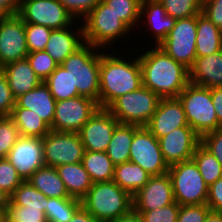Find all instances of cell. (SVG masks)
Instances as JSON below:
<instances>
[{"label":"cell","mask_w":222,"mask_h":222,"mask_svg":"<svg viewBox=\"0 0 222 222\" xmlns=\"http://www.w3.org/2000/svg\"><path fill=\"white\" fill-rule=\"evenodd\" d=\"M150 49L138 56L142 86L155 92L160 98L178 97L190 83L189 69L175 61L161 47Z\"/></svg>","instance_id":"obj_1"},{"label":"cell","mask_w":222,"mask_h":222,"mask_svg":"<svg viewBox=\"0 0 222 222\" xmlns=\"http://www.w3.org/2000/svg\"><path fill=\"white\" fill-rule=\"evenodd\" d=\"M100 53L99 106L107 108L116 98L138 90L142 86V73L138 55L136 59ZM124 59V60H123Z\"/></svg>","instance_id":"obj_2"},{"label":"cell","mask_w":222,"mask_h":222,"mask_svg":"<svg viewBox=\"0 0 222 222\" xmlns=\"http://www.w3.org/2000/svg\"><path fill=\"white\" fill-rule=\"evenodd\" d=\"M81 204L98 222H110L133 210V196L113 180L96 182Z\"/></svg>","instance_id":"obj_3"},{"label":"cell","mask_w":222,"mask_h":222,"mask_svg":"<svg viewBox=\"0 0 222 222\" xmlns=\"http://www.w3.org/2000/svg\"><path fill=\"white\" fill-rule=\"evenodd\" d=\"M101 50L103 49L85 42L61 64L69 72L73 87H77L78 94L89 97L98 104Z\"/></svg>","instance_id":"obj_4"},{"label":"cell","mask_w":222,"mask_h":222,"mask_svg":"<svg viewBox=\"0 0 222 222\" xmlns=\"http://www.w3.org/2000/svg\"><path fill=\"white\" fill-rule=\"evenodd\" d=\"M80 21L83 24L84 41L103 50H108L106 46L108 47L116 41L122 40L125 35L127 38L131 31L103 1L99 2Z\"/></svg>","instance_id":"obj_5"},{"label":"cell","mask_w":222,"mask_h":222,"mask_svg":"<svg viewBox=\"0 0 222 222\" xmlns=\"http://www.w3.org/2000/svg\"><path fill=\"white\" fill-rule=\"evenodd\" d=\"M188 125L201 137L218 129V119L212 103L211 89L189 83L178 95Z\"/></svg>","instance_id":"obj_6"},{"label":"cell","mask_w":222,"mask_h":222,"mask_svg":"<svg viewBox=\"0 0 222 222\" xmlns=\"http://www.w3.org/2000/svg\"><path fill=\"white\" fill-rule=\"evenodd\" d=\"M160 97L141 86L138 90L116 98L106 109L120 124L146 126L155 113Z\"/></svg>","instance_id":"obj_7"},{"label":"cell","mask_w":222,"mask_h":222,"mask_svg":"<svg viewBox=\"0 0 222 222\" xmlns=\"http://www.w3.org/2000/svg\"><path fill=\"white\" fill-rule=\"evenodd\" d=\"M168 174L172 182L174 200L179 205L206 204L209 186L192 159L169 166Z\"/></svg>","instance_id":"obj_8"},{"label":"cell","mask_w":222,"mask_h":222,"mask_svg":"<svg viewBox=\"0 0 222 222\" xmlns=\"http://www.w3.org/2000/svg\"><path fill=\"white\" fill-rule=\"evenodd\" d=\"M197 16L177 19L168 36L158 45L188 69L196 59Z\"/></svg>","instance_id":"obj_9"},{"label":"cell","mask_w":222,"mask_h":222,"mask_svg":"<svg viewBox=\"0 0 222 222\" xmlns=\"http://www.w3.org/2000/svg\"><path fill=\"white\" fill-rule=\"evenodd\" d=\"M17 15L24 23L52 30L67 28L76 21L59 0H21Z\"/></svg>","instance_id":"obj_10"},{"label":"cell","mask_w":222,"mask_h":222,"mask_svg":"<svg viewBox=\"0 0 222 222\" xmlns=\"http://www.w3.org/2000/svg\"><path fill=\"white\" fill-rule=\"evenodd\" d=\"M84 151L79 133L50 130L43 137L44 164L47 166L82 162Z\"/></svg>","instance_id":"obj_11"},{"label":"cell","mask_w":222,"mask_h":222,"mask_svg":"<svg viewBox=\"0 0 222 222\" xmlns=\"http://www.w3.org/2000/svg\"><path fill=\"white\" fill-rule=\"evenodd\" d=\"M99 108L98 102L85 96L56 101L50 130L78 133Z\"/></svg>","instance_id":"obj_12"},{"label":"cell","mask_w":222,"mask_h":222,"mask_svg":"<svg viewBox=\"0 0 222 222\" xmlns=\"http://www.w3.org/2000/svg\"><path fill=\"white\" fill-rule=\"evenodd\" d=\"M129 161L141 166L151 176L162 175L169 170L158 139L145 126L134 133Z\"/></svg>","instance_id":"obj_13"},{"label":"cell","mask_w":222,"mask_h":222,"mask_svg":"<svg viewBox=\"0 0 222 222\" xmlns=\"http://www.w3.org/2000/svg\"><path fill=\"white\" fill-rule=\"evenodd\" d=\"M28 54L24 21L18 15L0 17V67Z\"/></svg>","instance_id":"obj_14"},{"label":"cell","mask_w":222,"mask_h":222,"mask_svg":"<svg viewBox=\"0 0 222 222\" xmlns=\"http://www.w3.org/2000/svg\"><path fill=\"white\" fill-rule=\"evenodd\" d=\"M118 124L106 108H99L78 132L85 151L106 152Z\"/></svg>","instance_id":"obj_15"},{"label":"cell","mask_w":222,"mask_h":222,"mask_svg":"<svg viewBox=\"0 0 222 222\" xmlns=\"http://www.w3.org/2000/svg\"><path fill=\"white\" fill-rule=\"evenodd\" d=\"M6 158L16 168L23 181L28 180L36 170L45 165L43 138L21 136Z\"/></svg>","instance_id":"obj_16"},{"label":"cell","mask_w":222,"mask_h":222,"mask_svg":"<svg viewBox=\"0 0 222 222\" xmlns=\"http://www.w3.org/2000/svg\"><path fill=\"white\" fill-rule=\"evenodd\" d=\"M158 141L165 162L171 166L192 159L200 136L191 127H180Z\"/></svg>","instance_id":"obj_17"},{"label":"cell","mask_w":222,"mask_h":222,"mask_svg":"<svg viewBox=\"0 0 222 222\" xmlns=\"http://www.w3.org/2000/svg\"><path fill=\"white\" fill-rule=\"evenodd\" d=\"M174 202L172 182L167 172L151 176L148 182L133 195V210L150 211Z\"/></svg>","instance_id":"obj_18"},{"label":"cell","mask_w":222,"mask_h":222,"mask_svg":"<svg viewBox=\"0 0 222 222\" xmlns=\"http://www.w3.org/2000/svg\"><path fill=\"white\" fill-rule=\"evenodd\" d=\"M157 139L174 129L190 127L178 97L161 98L151 120L145 126Z\"/></svg>","instance_id":"obj_19"},{"label":"cell","mask_w":222,"mask_h":222,"mask_svg":"<svg viewBox=\"0 0 222 222\" xmlns=\"http://www.w3.org/2000/svg\"><path fill=\"white\" fill-rule=\"evenodd\" d=\"M74 24L76 25L75 28H77V31L75 28L74 30L72 28ZM80 25L77 27L75 21L67 28L54 29L51 31L45 51L58 65H61L70 54L85 43L82 23Z\"/></svg>","instance_id":"obj_20"},{"label":"cell","mask_w":222,"mask_h":222,"mask_svg":"<svg viewBox=\"0 0 222 222\" xmlns=\"http://www.w3.org/2000/svg\"><path fill=\"white\" fill-rule=\"evenodd\" d=\"M56 100L45 82L16 98L13 108H27L36 113L51 128L55 114Z\"/></svg>","instance_id":"obj_21"},{"label":"cell","mask_w":222,"mask_h":222,"mask_svg":"<svg viewBox=\"0 0 222 222\" xmlns=\"http://www.w3.org/2000/svg\"><path fill=\"white\" fill-rule=\"evenodd\" d=\"M190 83L215 88L222 87V50L202 57H196L189 68Z\"/></svg>","instance_id":"obj_22"},{"label":"cell","mask_w":222,"mask_h":222,"mask_svg":"<svg viewBox=\"0 0 222 222\" xmlns=\"http://www.w3.org/2000/svg\"><path fill=\"white\" fill-rule=\"evenodd\" d=\"M144 19V23L152 36L155 46H158L169 34L174 27L177 19L169 16L159 1L141 0L140 19Z\"/></svg>","instance_id":"obj_23"},{"label":"cell","mask_w":222,"mask_h":222,"mask_svg":"<svg viewBox=\"0 0 222 222\" xmlns=\"http://www.w3.org/2000/svg\"><path fill=\"white\" fill-rule=\"evenodd\" d=\"M13 96L20 95L36 88L42 81L31 68L27 58L7 63L1 67Z\"/></svg>","instance_id":"obj_24"},{"label":"cell","mask_w":222,"mask_h":222,"mask_svg":"<svg viewBox=\"0 0 222 222\" xmlns=\"http://www.w3.org/2000/svg\"><path fill=\"white\" fill-rule=\"evenodd\" d=\"M70 197L81 200L93 182L82 163H69L55 167Z\"/></svg>","instance_id":"obj_25"},{"label":"cell","mask_w":222,"mask_h":222,"mask_svg":"<svg viewBox=\"0 0 222 222\" xmlns=\"http://www.w3.org/2000/svg\"><path fill=\"white\" fill-rule=\"evenodd\" d=\"M196 56H208L222 50V31L202 12L197 15Z\"/></svg>","instance_id":"obj_26"},{"label":"cell","mask_w":222,"mask_h":222,"mask_svg":"<svg viewBox=\"0 0 222 222\" xmlns=\"http://www.w3.org/2000/svg\"><path fill=\"white\" fill-rule=\"evenodd\" d=\"M140 127L135 124L120 123L116 126L106 150V154L115 166L130 160V146L134 133Z\"/></svg>","instance_id":"obj_27"},{"label":"cell","mask_w":222,"mask_h":222,"mask_svg":"<svg viewBox=\"0 0 222 222\" xmlns=\"http://www.w3.org/2000/svg\"><path fill=\"white\" fill-rule=\"evenodd\" d=\"M28 182L47 198H73L66 191L55 167L42 166L31 175Z\"/></svg>","instance_id":"obj_28"},{"label":"cell","mask_w":222,"mask_h":222,"mask_svg":"<svg viewBox=\"0 0 222 222\" xmlns=\"http://www.w3.org/2000/svg\"><path fill=\"white\" fill-rule=\"evenodd\" d=\"M141 166L131 161L115 166L113 181L132 196L137 193L150 179Z\"/></svg>","instance_id":"obj_29"},{"label":"cell","mask_w":222,"mask_h":222,"mask_svg":"<svg viewBox=\"0 0 222 222\" xmlns=\"http://www.w3.org/2000/svg\"><path fill=\"white\" fill-rule=\"evenodd\" d=\"M81 163L93 183L113 180L115 165L106 152L84 151Z\"/></svg>","instance_id":"obj_30"},{"label":"cell","mask_w":222,"mask_h":222,"mask_svg":"<svg viewBox=\"0 0 222 222\" xmlns=\"http://www.w3.org/2000/svg\"><path fill=\"white\" fill-rule=\"evenodd\" d=\"M10 117L22 137L43 138L50 131V127L41 117L27 108H13Z\"/></svg>","instance_id":"obj_31"},{"label":"cell","mask_w":222,"mask_h":222,"mask_svg":"<svg viewBox=\"0 0 222 222\" xmlns=\"http://www.w3.org/2000/svg\"><path fill=\"white\" fill-rule=\"evenodd\" d=\"M44 82L56 101L80 96L77 87H73L69 72L61 65H58Z\"/></svg>","instance_id":"obj_32"},{"label":"cell","mask_w":222,"mask_h":222,"mask_svg":"<svg viewBox=\"0 0 222 222\" xmlns=\"http://www.w3.org/2000/svg\"><path fill=\"white\" fill-rule=\"evenodd\" d=\"M205 183L210 186L222 177V165L208 150L199 144L192 156Z\"/></svg>","instance_id":"obj_33"},{"label":"cell","mask_w":222,"mask_h":222,"mask_svg":"<svg viewBox=\"0 0 222 222\" xmlns=\"http://www.w3.org/2000/svg\"><path fill=\"white\" fill-rule=\"evenodd\" d=\"M82 206L76 198H47L45 215L48 222H69Z\"/></svg>","instance_id":"obj_34"},{"label":"cell","mask_w":222,"mask_h":222,"mask_svg":"<svg viewBox=\"0 0 222 222\" xmlns=\"http://www.w3.org/2000/svg\"><path fill=\"white\" fill-rule=\"evenodd\" d=\"M10 201L16 206L40 209L45 212L47 197L38 189L33 187L28 180L23 181L10 196Z\"/></svg>","instance_id":"obj_35"},{"label":"cell","mask_w":222,"mask_h":222,"mask_svg":"<svg viewBox=\"0 0 222 222\" xmlns=\"http://www.w3.org/2000/svg\"><path fill=\"white\" fill-rule=\"evenodd\" d=\"M131 29L140 26L141 0H102ZM139 23V24H138Z\"/></svg>","instance_id":"obj_36"},{"label":"cell","mask_w":222,"mask_h":222,"mask_svg":"<svg viewBox=\"0 0 222 222\" xmlns=\"http://www.w3.org/2000/svg\"><path fill=\"white\" fill-rule=\"evenodd\" d=\"M167 14L176 19L197 16L202 12V0H160Z\"/></svg>","instance_id":"obj_37"},{"label":"cell","mask_w":222,"mask_h":222,"mask_svg":"<svg viewBox=\"0 0 222 222\" xmlns=\"http://www.w3.org/2000/svg\"><path fill=\"white\" fill-rule=\"evenodd\" d=\"M21 137L18 127L10 116L0 117V159L6 158Z\"/></svg>","instance_id":"obj_38"},{"label":"cell","mask_w":222,"mask_h":222,"mask_svg":"<svg viewBox=\"0 0 222 222\" xmlns=\"http://www.w3.org/2000/svg\"><path fill=\"white\" fill-rule=\"evenodd\" d=\"M26 58L42 82H44L58 66L57 62L54 61L45 50L30 52Z\"/></svg>","instance_id":"obj_39"},{"label":"cell","mask_w":222,"mask_h":222,"mask_svg":"<svg viewBox=\"0 0 222 222\" xmlns=\"http://www.w3.org/2000/svg\"><path fill=\"white\" fill-rule=\"evenodd\" d=\"M4 222H48L45 212L40 209L16 206L11 201L8 205Z\"/></svg>","instance_id":"obj_40"},{"label":"cell","mask_w":222,"mask_h":222,"mask_svg":"<svg viewBox=\"0 0 222 222\" xmlns=\"http://www.w3.org/2000/svg\"><path fill=\"white\" fill-rule=\"evenodd\" d=\"M51 31L42 25L25 23L28 52L45 50Z\"/></svg>","instance_id":"obj_41"},{"label":"cell","mask_w":222,"mask_h":222,"mask_svg":"<svg viewBox=\"0 0 222 222\" xmlns=\"http://www.w3.org/2000/svg\"><path fill=\"white\" fill-rule=\"evenodd\" d=\"M22 182L23 179L8 159H0V189L11 196Z\"/></svg>","instance_id":"obj_42"},{"label":"cell","mask_w":222,"mask_h":222,"mask_svg":"<svg viewBox=\"0 0 222 222\" xmlns=\"http://www.w3.org/2000/svg\"><path fill=\"white\" fill-rule=\"evenodd\" d=\"M180 205L175 201L162 208L150 211H135L140 214L143 222H177Z\"/></svg>","instance_id":"obj_43"},{"label":"cell","mask_w":222,"mask_h":222,"mask_svg":"<svg viewBox=\"0 0 222 222\" xmlns=\"http://www.w3.org/2000/svg\"><path fill=\"white\" fill-rule=\"evenodd\" d=\"M210 211L206 204L180 205L177 222H205Z\"/></svg>","instance_id":"obj_44"},{"label":"cell","mask_w":222,"mask_h":222,"mask_svg":"<svg viewBox=\"0 0 222 222\" xmlns=\"http://www.w3.org/2000/svg\"><path fill=\"white\" fill-rule=\"evenodd\" d=\"M16 99L7 83L4 70L0 67V117L10 116Z\"/></svg>","instance_id":"obj_45"},{"label":"cell","mask_w":222,"mask_h":222,"mask_svg":"<svg viewBox=\"0 0 222 222\" xmlns=\"http://www.w3.org/2000/svg\"><path fill=\"white\" fill-rule=\"evenodd\" d=\"M200 144L222 165V127L202 135Z\"/></svg>","instance_id":"obj_46"},{"label":"cell","mask_w":222,"mask_h":222,"mask_svg":"<svg viewBox=\"0 0 222 222\" xmlns=\"http://www.w3.org/2000/svg\"><path fill=\"white\" fill-rule=\"evenodd\" d=\"M76 21L83 19L102 0H59Z\"/></svg>","instance_id":"obj_47"},{"label":"cell","mask_w":222,"mask_h":222,"mask_svg":"<svg viewBox=\"0 0 222 222\" xmlns=\"http://www.w3.org/2000/svg\"><path fill=\"white\" fill-rule=\"evenodd\" d=\"M202 13L222 31V0H202Z\"/></svg>","instance_id":"obj_48"},{"label":"cell","mask_w":222,"mask_h":222,"mask_svg":"<svg viewBox=\"0 0 222 222\" xmlns=\"http://www.w3.org/2000/svg\"><path fill=\"white\" fill-rule=\"evenodd\" d=\"M206 205L211 211L222 212V177L208 187Z\"/></svg>","instance_id":"obj_49"},{"label":"cell","mask_w":222,"mask_h":222,"mask_svg":"<svg viewBox=\"0 0 222 222\" xmlns=\"http://www.w3.org/2000/svg\"><path fill=\"white\" fill-rule=\"evenodd\" d=\"M211 97L218 119L219 128L222 127V87L211 88Z\"/></svg>","instance_id":"obj_50"},{"label":"cell","mask_w":222,"mask_h":222,"mask_svg":"<svg viewBox=\"0 0 222 222\" xmlns=\"http://www.w3.org/2000/svg\"><path fill=\"white\" fill-rule=\"evenodd\" d=\"M21 0H0V17L17 15Z\"/></svg>","instance_id":"obj_51"},{"label":"cell","mask_w":222,"mask_h":222,"mask_svg":"<svg viewBox=\"0 0 222 222\" xmlns=\"http://www.w3.org/2000/svg\"><path fill=\"white\" fill-rule=\"evenodd\" d=\"M69 222H98L83 206L73 215Z\"/></svg>","instance_id":"obj_52"},{"label":"cell","mask_w":222,"mask_h":222,"mask_svg":"<svg viewBox=\"0 0 222 222\" xmlns=\"http://www.w3.org/2000/svg\"><path fill=\"white\" fill-rule=\"evenodd\" d=\"M110 222H143L140 214L132 210L129 214L121 216Z\"/></svg>","instance_id":"obj_53"},{"label":"cell","mask_w":222,"mask_h":222,"mask_svg":"<svg viewBox=\"0 0 222 222\" xmlns=\"http://www.w3.org/2000/svg\"><path fill=\"white\" fill-rule=\"evenodd\" d=\"M10 204V195L0 189V214L6 216L8 205Z\"/></svg>","instance_id":"obj_54"},{"label":"cell","mask_w":222,"mask_h":222,"mask_svg":"<svg viewBox=\"0 0 222 222\" xmlns=\"http://www.w3.org/2000/svg\"><path fill=\"white\" fill-rule=\"evenodd\" d=\"M205 222H222V212L210 211Z\"/></svg>","instance_id":"obj_55"},{"label":"cell","mask_w":222,"mask_h":222,"mask_svg":"<svg viewBox=\"0 0 222 222\" xmlns=\"http://www.w3.org/2000/svg\"><path fill=\"white\" fill-rule=\"evenodd\" d=\"M4 218H5V216L0 214V222H4Z\"/></svg>","instance_id":"obj_56"}]
</instances>
